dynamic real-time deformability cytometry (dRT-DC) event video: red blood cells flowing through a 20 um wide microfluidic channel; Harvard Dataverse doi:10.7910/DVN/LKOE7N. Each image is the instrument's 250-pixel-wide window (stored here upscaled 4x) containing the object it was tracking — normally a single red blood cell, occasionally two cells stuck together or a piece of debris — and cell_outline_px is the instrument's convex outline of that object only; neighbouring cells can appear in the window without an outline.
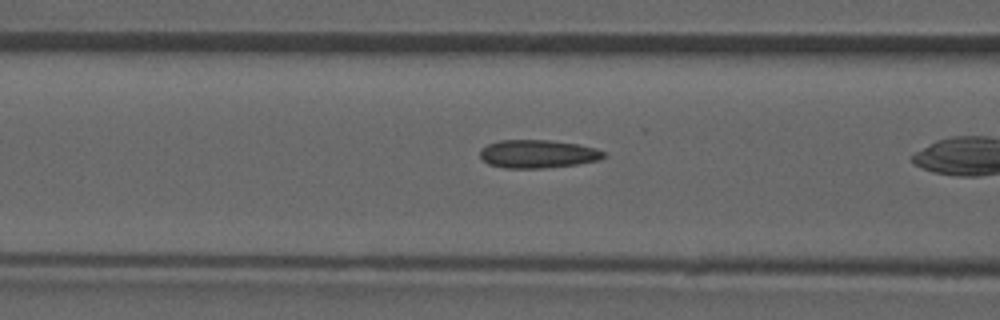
{"species": "common noctule bat (a hibernating species)", "species_latin": "Nyctalus noctula", "temperature_condition": "room temperature", "stored_images_in_passage": 18, "camera_frame_rate_fps": 3000, "um_per_image_px": 0.085, "animal": {"sex": "male", "forearm_length_mm": 52.5}, "frame": {"image": 1, "passage_image": 8, "time_ms": 2.333, "image_size_px": [1000, 320], "cell_outline_px": [[604, 156], [600, 160], [576, 164], [544, 168], [504, 168], [488, 164], [480, 156], [480, 148], [488, 144], [500, 140], [548, 140], [576, 144], [596, 148], [604, 152]], "centroid_in_image_um": [45.68, 13.08], "position_along_channel_um": 120.9, "area_um2": 20.23}}